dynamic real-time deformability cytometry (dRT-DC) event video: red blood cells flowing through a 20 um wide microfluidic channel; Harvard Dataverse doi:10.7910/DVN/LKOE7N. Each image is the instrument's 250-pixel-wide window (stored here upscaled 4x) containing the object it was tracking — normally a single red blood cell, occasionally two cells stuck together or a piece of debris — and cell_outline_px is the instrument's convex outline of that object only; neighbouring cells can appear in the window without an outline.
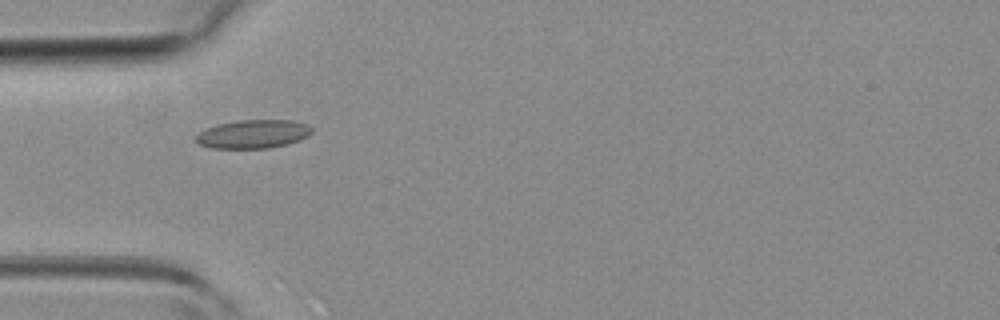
{"species": "common noctule bat (a hibernating species)", "species_latin": "Nyctalus noctula", "temperature_condition": "room temperature", "stored_images_in_passage": 28, "camera_frame_rate_fps": 3000, "um_per_image_px": 0.085, "animal": {"sex": "female", "body_mass_g": 19.3, "forearm_length_mm": 54.1}, "frame": {"image": 1, "passage_image": 1, "time_ms": 0.0, "image_size_px": [1000, 320], "cell_outline_px": [[312, 132], [308, 136], [300, 140], [288, 144], [268, 148], [212, 148], [200, 144], [196, 140], [196, 136], [204, 128], [216, 124], [240, 120], [292, 120], [308, 124], [312, 128]], "centroid_in_image_um": [21.54, 11.39], "position_along_channel_um": 63.5, "area_um2": 19.36}}
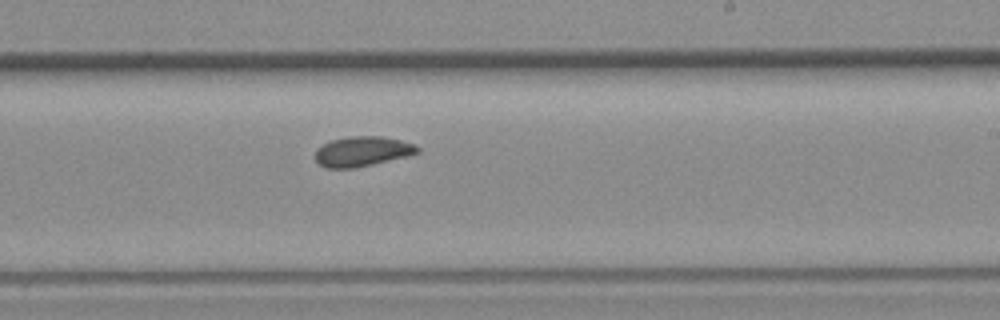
{"frame": {"image": 2, "passage_image": 14, "time_ms": 4.333, "image_size_px": [1000, 320], "cell_outline_px": [[420, 152], [356, 168], [324, 168], [316, 160], [316, 148], [320, 144], [332, 140], [348, 136], [380, 136], [400, 140], [412, 144], [420, 148]], "centroid_in_image_um": [30.73, 12.86], "position_along_channel_um": 258.3, "area_um2": 17.69}}
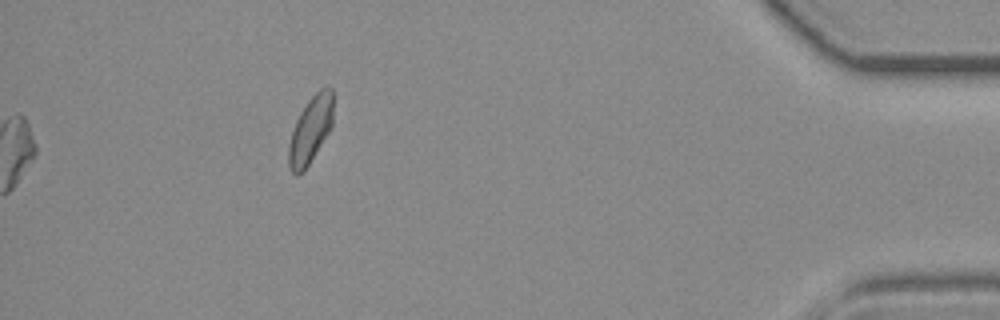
{"frame": {"image": 3, "passage_image": 28, "time_ms": 9.0, "image_size_px": [1000, 320], "cell_outline_px": [[332, 128], [304, 172], [296, 176], [292, 172], [288, 164], [288, 144], [296, 120], [300, 112], [308, 100], [320, 88], [332, 88]], "centroid_in_image_um": [26.38, 11.08], "position_along_channel_um": 408.8, "area_um2": 17.4}}